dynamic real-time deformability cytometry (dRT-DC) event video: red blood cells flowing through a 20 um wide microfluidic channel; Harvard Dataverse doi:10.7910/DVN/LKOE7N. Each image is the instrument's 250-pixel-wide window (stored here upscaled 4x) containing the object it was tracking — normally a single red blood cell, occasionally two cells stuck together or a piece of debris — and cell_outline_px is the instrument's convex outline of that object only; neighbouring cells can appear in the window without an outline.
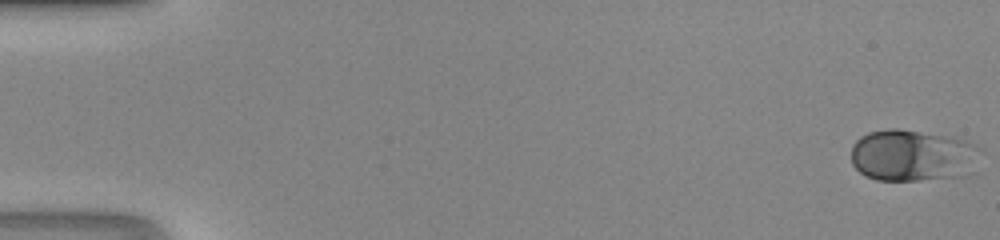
{"species": "human", "species_latin": "Homo sapiens", "temperature_condition": "room temperature", "stored_images_in_passage": 48, "camera_frame_rate_fps": 3000, "um_per_image_px": 0.085, "donor": {"sex": "male"}, "frame": {"image": 1, "passage_image": 1, "time_ms": 0.0, "image_size_px": [1000, 240], "cell_outline_px": [[984, 148], [972, 172], [968, 176], [916, 180], [876, 180], [864, 176], [852, 164], [852, 144], [860, 136], [868, 132], [892, 128], [896, 128], [952, 136], [964, 140]], "centroid_in_image_um": [77.62, 13.21], "position_along_channel_um": 7.4, "area_um2": 39.71}}
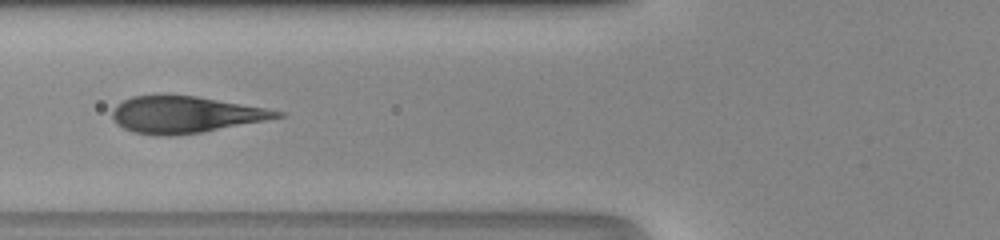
{"frame": {"image": 2, "passage_image": 20, "time_ms": 6.333, "image_size_px": [1000, 240], "cell_outline_px": [[284, 116], [264, 120], [200, 132], [168, 136], [156, 136], [132, 132], [116, 124], [112, 116], [112, 112], [116, 104], [132, 96], [196, 96], [264, 108], [284, 112]], "centroid_in_image_um": [15.67, 9.75], "position_along_channel_um": 110.1, "area_um2": 34.51}}
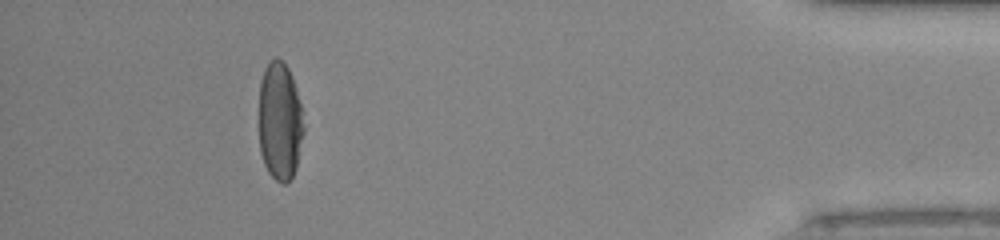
{"frame": {"image": 3, "passage_image": 44, "time_ms": 14.333, "image_size_px": [1000, 240], "cell_outline_px": [[304, 132], [296, 168], [292, 176], [284, 184], [280, 184], [268, 172], [264, 164], [260, 152], [260, 80], [264, 68], [276, 56], [288, 68], [292, 76], [296, 88], [300, 104], [304, 128]], "centroid_in_image_um": [23.79, 10.32], "position_along_channel_um": 411.4, "area_um2": 30.75}}